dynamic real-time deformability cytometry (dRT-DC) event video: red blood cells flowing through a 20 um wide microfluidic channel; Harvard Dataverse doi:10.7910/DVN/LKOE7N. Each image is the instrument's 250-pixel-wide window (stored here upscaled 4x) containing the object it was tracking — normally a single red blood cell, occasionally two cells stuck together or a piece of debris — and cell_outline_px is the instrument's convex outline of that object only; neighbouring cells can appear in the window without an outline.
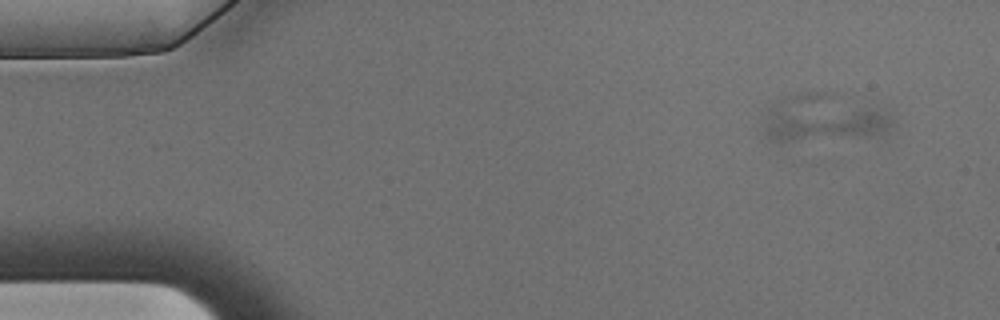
{"species": "Egyptian fruit bat (a non-hibernating species)", "species_latin": "Rousettus aegyptiacus", "temperature_condition": "warm", "stored_images_in_passage": 3, "camera_frame_rate_fps": 3000, "um_per_image_px": 0.085, "animal": {"sex": "male"}, "frame": {"image": 1, "passage_image": 1, "time_ms": 0.0, "image_size_px": [1000, 320], "cell_outline_px": [[896, 124], [888, 132], [868, 136], [792, 140], [768, 140], [764, 136], [764, 104], [788, 96], [808, 92], [824, 92], [888, 104], [892, 112]], "centroid_in_image_um": [70.13, 9.97], "position_along_channel_um": 14.9, "area_um2": 37.4}}